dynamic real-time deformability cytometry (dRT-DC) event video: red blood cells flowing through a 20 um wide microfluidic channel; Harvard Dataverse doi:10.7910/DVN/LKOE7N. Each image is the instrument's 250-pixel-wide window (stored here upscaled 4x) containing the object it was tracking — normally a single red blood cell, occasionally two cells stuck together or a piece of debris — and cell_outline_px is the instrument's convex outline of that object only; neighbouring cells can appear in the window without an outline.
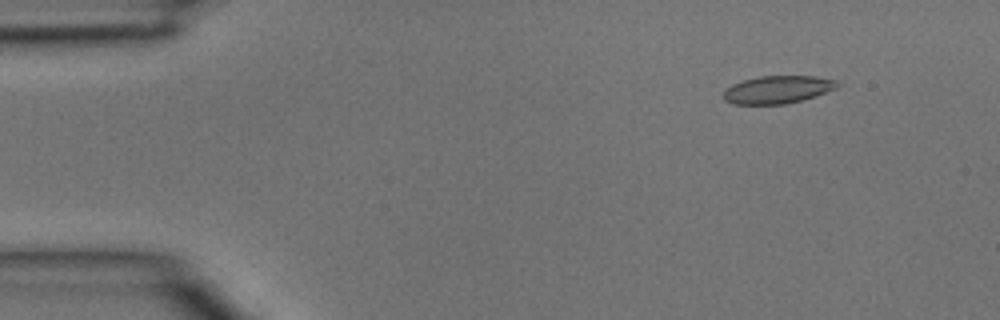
{"species": "common noctule bat (a hibernating species)", "species_latin": "Nyctalus noctula", "temperature_condition": "room temperature", "stored_images_in_passage": 3, "camera_frame_rate_fps": 3000, "um_per_image_px": 0.085, "animal": {"sex": "male", "body_mass_g": 15.6}, "frame": {"image": 1, "passage_image": 1, "time_ms": 0.0, "image_size_px": [1000, 320], "cell_outline_px": [[840, 84], [836, 88], [800, 100], [784, 104], [732, 104], [724, 100], [724, 92], [732, 84], [744, 80], [760, 76], [816, 76], [836, 80]], "centroid_in_image_um": [66.08, 7.61], "position_along_channel_um": 18.9, "area_um2": 18.09}}
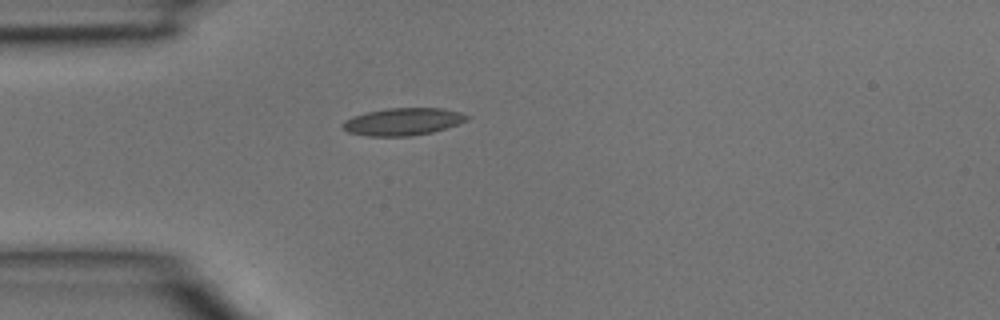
{"frame": {"image": 2, "passage_image": 3, "time_ms": 0.667, "image_size_px": [1000, 320], "cell_outline_px": [[472, 116], [468, 120], [432, 132], [412, 136], [368, 136], [348, 132], [344, 128], [344, 120], [352, 116], [368, 112], [388, 108], [444, 108], [460, 112]], "centroid_in_image_um": [34.28, 10.33], "position_along_channel_um": 50.7, "area_um2": 19.71}}